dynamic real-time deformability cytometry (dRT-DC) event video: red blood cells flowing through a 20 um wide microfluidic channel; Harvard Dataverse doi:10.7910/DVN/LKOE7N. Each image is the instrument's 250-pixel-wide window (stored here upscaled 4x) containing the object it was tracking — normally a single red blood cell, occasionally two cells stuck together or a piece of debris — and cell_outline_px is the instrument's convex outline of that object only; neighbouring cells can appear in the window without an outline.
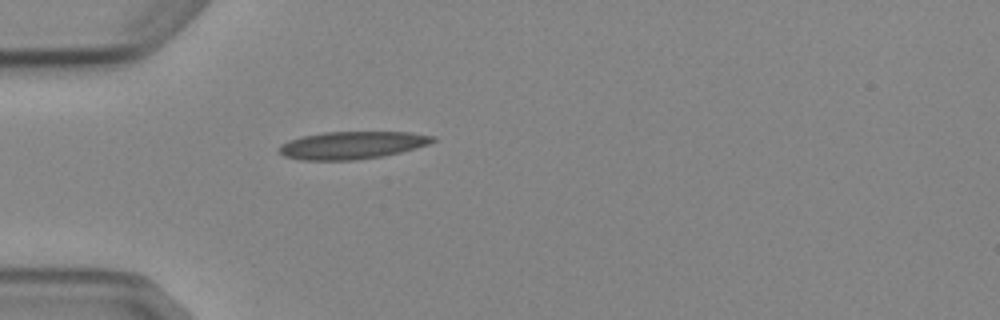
{"species": "Egyptian fruit bat (a non-hibernating species)", "species_latin": "Rousettus aegyptiacus", "temperature_condition": "cold", "stored_images_in_passage": 1, "camera_frame_rate_fps": 3000, "um_per_image_px": 0.085, "animal": {"sex": "female"}, "frame": {"image": 1, "passage_image": 1, "time_ms": 0.0, "image_size_px": [1000, 320], "cell_outline_px": [[436, 140], [428, 144], [416, 148], [400, 152], [380, 156], [356, 160], [304, 160], [284, 156], [280, 152], [280, 144], [288, 140], [300, 136], [324, 132], [412, 132], [436, 136]], "centroid_in_image_um": [29.93, 12.33], "position_along_channel_um": 55.1, "area_um2": 24.68}}